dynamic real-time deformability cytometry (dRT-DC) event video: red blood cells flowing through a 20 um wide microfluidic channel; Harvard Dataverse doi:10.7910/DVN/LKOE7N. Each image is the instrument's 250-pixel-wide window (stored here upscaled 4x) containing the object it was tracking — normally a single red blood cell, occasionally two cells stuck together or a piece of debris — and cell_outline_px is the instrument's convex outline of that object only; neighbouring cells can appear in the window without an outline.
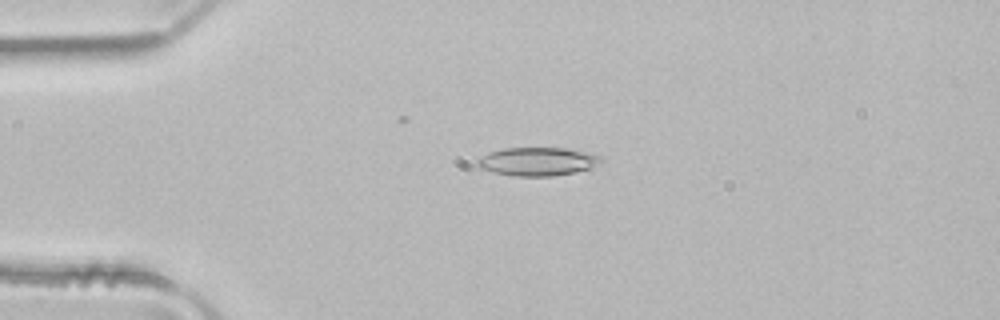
{"species": "common noctule bat (a hibernating species)", "species_latin": "Nyctalus noctula", "temperature_condition": "room temperature", "stored_images_in_passage": 50, "camera_frame_rate_fps": 3000, "um_per_image_px": 0.085, "animal": {"sex": "male", "body_mass_g": 21.5, "forearm_length_mm": 52.0}, "frame": {"image": 1, "passage_image": 11, "time_ms": 3.333, "image_size_px": [1000, 320], "cell_outline_px": [[604, 160], [600, 164], [588, 168], [572, 172], [552, 176], [512, 176], [480, 168], [476, 164], [476, 160], [488, 152], [504, 148], [564, 148], [600, 156]], "centroid_in_image_um": [45.64, 13.72], "position_along_channel_um": 39.4, "area_um2": 20.17}}
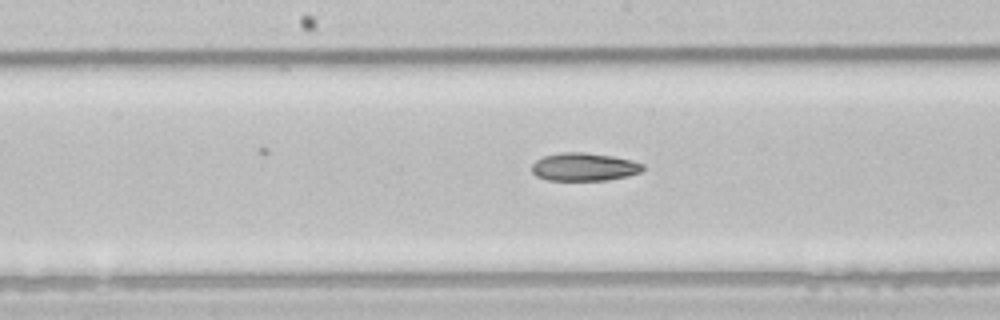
{"frame": {"image": 2, "passage_image": 25, "time_ms": 8.0, "image_size_px": [1000, 320], "cell_outline_px": [[644, 168], [640, 172], [628, 176], [604, 180], [548, 180], [536, 176], [532, 172], [532, 164], [536, 160], [544, 156], [564, 152], [584, 152], [612, 156], [632, 160], [644, 164]], "centroid_in_image_um": [49.65, 14.18], "position_along_channel_um": 198.5, "area_um2": 18.09}}
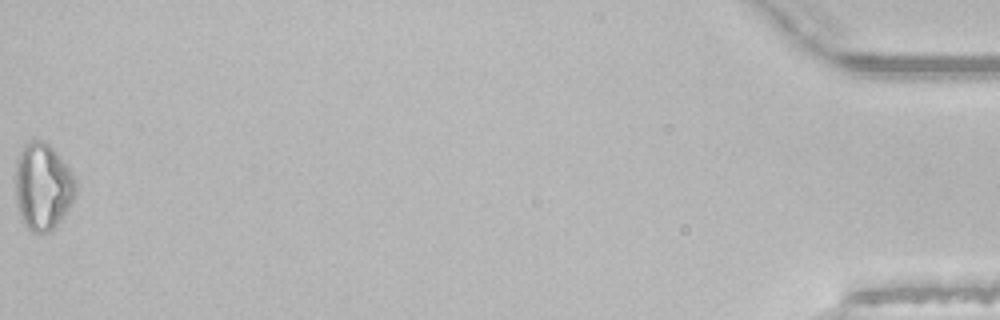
{"frame": {"image": 3, "passage_image": 50, "time_ms": 16.333, "image_size_px": [1000, 320], "cell_outline_px": [[76, 192], [68, 208], [56, 224], [48, 232], [32, 232], [20, 220], [16, 204], [16, 156], [24, 144], [28, 140], [40, 140], [48, 144], [56, 152], [68, 168], [76, 180]], "centroid_in_image_um": [3.59, 15.84], "position_along_channel_um": 431.6, "area_um2": 30.4}}